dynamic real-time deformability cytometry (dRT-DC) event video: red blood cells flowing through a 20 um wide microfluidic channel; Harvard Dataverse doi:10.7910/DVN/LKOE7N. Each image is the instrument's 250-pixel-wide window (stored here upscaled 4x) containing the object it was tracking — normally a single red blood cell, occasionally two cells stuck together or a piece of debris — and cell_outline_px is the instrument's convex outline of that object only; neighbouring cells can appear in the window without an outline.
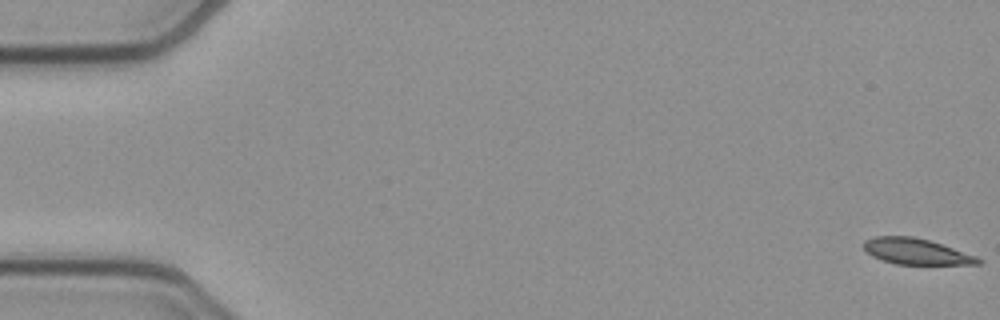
{"species": "common noctule bat (a hibernating species)", "species_latin": "Nyctalus noctula", "temperature_condition": "cold", "stored_images_in_passage": 15, "camera_frame_rate_fps": 3000, "um_per_image_px": 0.085, "animal": {"sex": "female", "body_mass_g": 21.9}, "frame": {"image": 1, "passage_image": 1, "time_ms": 0.0, "image_size_px": [1000, 320], "cell_outline_px": [[984, 260], [980, 264], [896, 264], [872, 256], [864, 252], [864, 240], [876, 236], [912, 236], [928, 240], [976, 256]], "centroid_in_image_um": [77.84, 21.37], "position_along_channel_um": 7.2, "area_um2": 17.11}}
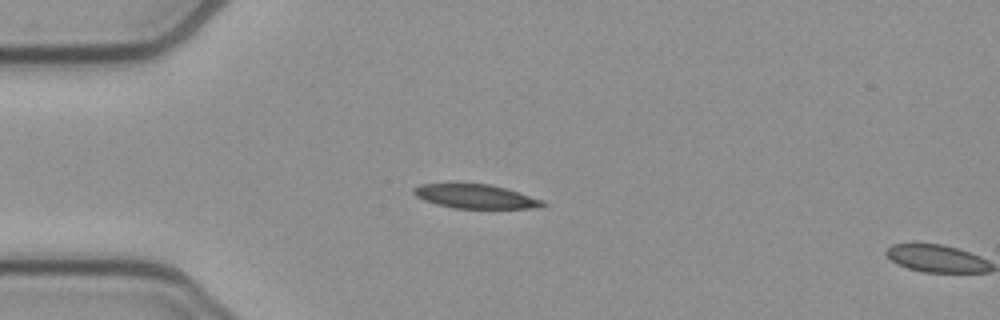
{"frame": {"image": 2, "passage_image": 14, "time_ms": 4.333, "image_size_px": [1000, 320], "cell_outline_px": [[548, 204], [544, 208], [452, 208], [436, 204], [424, 200], [416, 196], [412, 192], [412, 188], [420, 184], [452, 180], [456, 180], [492, 184], [520, 192], [544, 200]], "centroid_in_image_um": [40.38, 16.63], "position_along_channel_um": 44.6, "area_um2": 19.36}}